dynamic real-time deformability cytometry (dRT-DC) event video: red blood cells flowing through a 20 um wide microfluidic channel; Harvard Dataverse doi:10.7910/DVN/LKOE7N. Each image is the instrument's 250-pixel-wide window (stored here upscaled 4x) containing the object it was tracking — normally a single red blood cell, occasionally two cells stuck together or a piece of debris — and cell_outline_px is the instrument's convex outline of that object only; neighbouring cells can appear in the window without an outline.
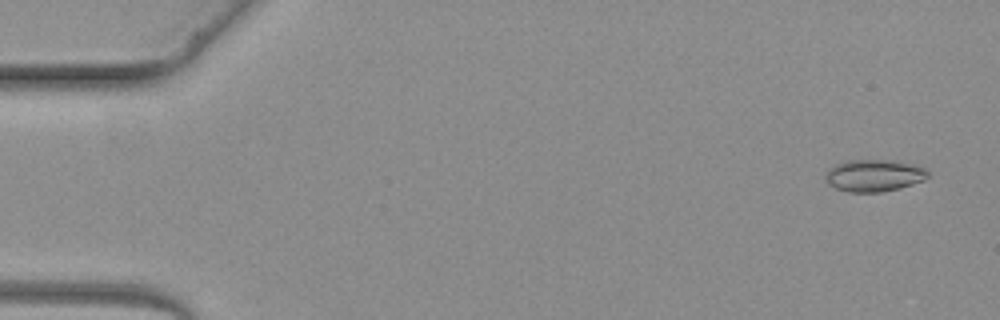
{"species": "common noctule bat (a hibernating species)", "species_latin": "Nyctalus noctula", "temperature_condition": "warm", "stored_images_in_passage": 3, "camera_frame_rate_fps": 3000, "um_per_image_px": 0.085, "animal": {"sex": "female", "body_mass_g": 19.3, "forearm_length_mm": 54.1}, "frame": {"image": 1, "passage_image": 1, "time_ms": 0.0, "image_size_px": [1000, 320], "cell_outline_px": [[928, 176], [924, 180], [900, 188], [880, 192], [848, 192], [836, 188], [828, 184], [824, 180], [824, 176], [828, 168], [844, 160], [896, 160], [912, 164], [924, 168], [928, 172]], "centroid_in_image_um": [74.25, 14.91], "position_along_channel_um": 10.8, "area_um2": 19.31}}
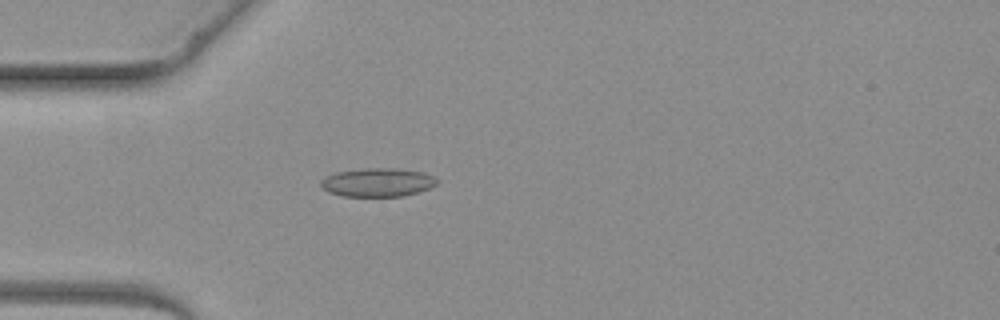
{"frame": {"image": 2, "passage_image": 3, "time_ms": 3.333, "image_size_px": [1000, 320], "cell_outline_px": [[440, 180], [436, 184], [428, 188], [404, 196], [340, 196], [328, 192], [320, 184], [320, 180], [324, 176], [336, 172], [364, 168], [396, 168], [424, 172]], "centroid_in_image_um": [32.07, 15.49], "position_along_channel_um": 52.9, "area_um2": 19.42}}